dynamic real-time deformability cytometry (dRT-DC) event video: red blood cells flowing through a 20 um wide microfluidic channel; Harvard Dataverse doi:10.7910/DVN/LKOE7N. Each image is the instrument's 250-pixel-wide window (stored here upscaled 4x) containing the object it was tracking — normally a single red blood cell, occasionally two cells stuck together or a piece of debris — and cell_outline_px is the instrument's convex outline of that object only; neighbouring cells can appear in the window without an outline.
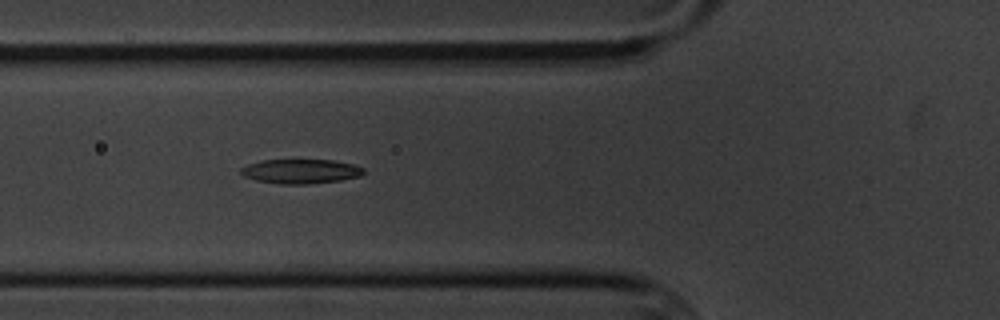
{"species": "common noctule bat (a hibernating species)", "species_latin": "Nyctalus noctula", "temperature_condition": "cold", "stored_images_in_passage": 6, "camera_frame_rate_fps": 3000, "um_per_image_px": 0.085, "animal": {"sex": "male", "body_mass_g": 20.1, "forearm_length_mm": 53.5}, "frame": {"image": 1, "passage_image": 6, "time_ms": 5.667, "image_size_px": [1000, 320], "cell_outline_px": [[364, 172], [360, 176], [340, 180], [308, 184], [280, 184], [256, 180], [244, 176], [240, 172], [240, 168], [248, 164], [260, 160], [332, 160], [352, 164], [364, 168]], "centroid_in_image_um": [25.53, 14.56], "position_along_channel_um": 100.3, "area_um2": 17.4}}